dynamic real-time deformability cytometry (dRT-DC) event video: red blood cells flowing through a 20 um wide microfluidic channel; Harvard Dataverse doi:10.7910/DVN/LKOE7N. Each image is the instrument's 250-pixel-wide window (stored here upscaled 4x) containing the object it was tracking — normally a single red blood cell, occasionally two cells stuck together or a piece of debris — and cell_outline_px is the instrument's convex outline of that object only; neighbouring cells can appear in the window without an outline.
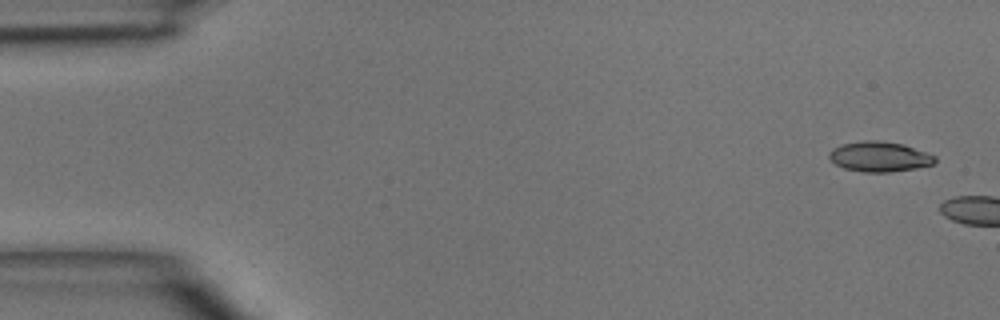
{"species": "common noctule bat (a hibernating species)", "species_latin": "Nyctalus noctula", "temperature_condition": "room temperature", "stored_images_in_passage": 6, "camera_frame_rate_fps": 3000, "um_per_image_px": 0.085, "animal": {"sex": "male", "body_mass_g": 15.6}, "frame": {"image": 1, "passage_image": 1, "time_ms": 0.0, "image_size_px": [1000, 320], "cell_outline_px": [[936, 164], [916, 168], [888, 172], [864, 172], [844, 168], [836, 164], [828, 156], [828, 152], [832, 148], [840, 144], [864, 140], [880, 140], [904, 144], [936, 156]], "centroid_in_image_um": [74.75, 13.3], "position_along_channel_um": 10.2, "area_um2": 18.73}}
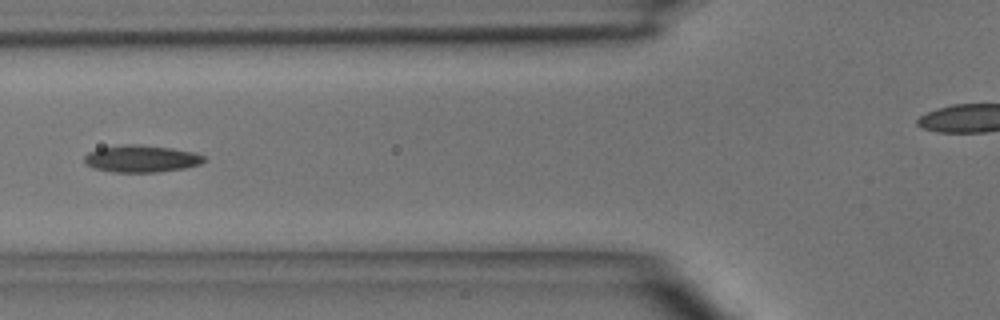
{"frame": {"image": 2, "passage_image": 6, "time_ms": 6.667, "image_size_px": [1000, 320], "cell_outline_px": [[208, 160], [200, 164], [184, 168], [160, 172], [112, 172], [92, 168], [84, 164], [84, 156], [88, 152], [96, 148], [124, 144], [136, 144], [172, 148], [192, 152], [204, 156]], "centroid_in_image_um": [11.97, 13.49], "position_along_channel_um": 113.8, "area_um2": 19.13}}